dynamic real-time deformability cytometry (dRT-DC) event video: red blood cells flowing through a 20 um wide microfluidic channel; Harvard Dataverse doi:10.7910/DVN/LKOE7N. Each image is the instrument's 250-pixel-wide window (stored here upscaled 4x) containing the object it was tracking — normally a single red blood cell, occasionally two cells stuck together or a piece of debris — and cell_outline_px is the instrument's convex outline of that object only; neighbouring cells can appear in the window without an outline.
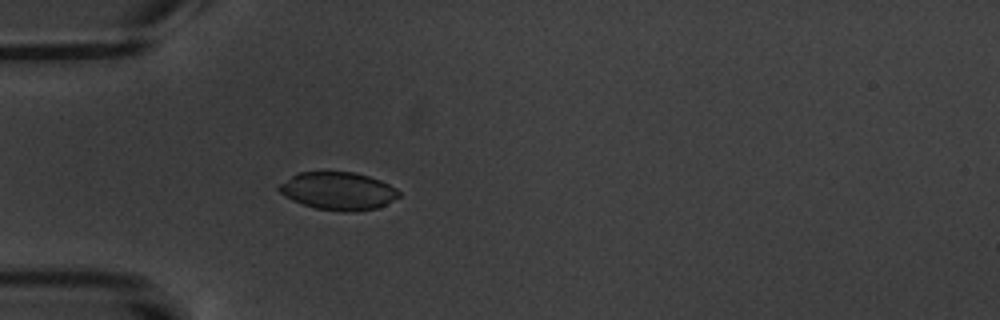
{"species": "common noctule bat (a hibernating species)", "species_latin": "Nyctalus noctula", "temperature_condition": "warm", "stored_images_in_passage": 4, "camera_frame_rate_fps": 3000, "um_per_image_px": 0.085, "animal": {"sex": "male", "body_mass_g": 20.1, "forearm_length_mm": 53.5}, "frame": {"image": 1, "passage_image": 4, "time_ms": 4.333, "image_size_px": [1000, 320], "cell_outline_px": [[400, 196], [376, 208], [352, 212], [344, 212], [316, 208], [292, 200], [284, 196], [276, 188], [280, 184], [292, 176], [300, 172], [352, 172], [368, 176], [380, 180], [396, 188], [400, 192]], "centroid_in_image_um": [28.73, 16.23], "position_along_channel_um": 56.3, "area_um2": 26.13}}